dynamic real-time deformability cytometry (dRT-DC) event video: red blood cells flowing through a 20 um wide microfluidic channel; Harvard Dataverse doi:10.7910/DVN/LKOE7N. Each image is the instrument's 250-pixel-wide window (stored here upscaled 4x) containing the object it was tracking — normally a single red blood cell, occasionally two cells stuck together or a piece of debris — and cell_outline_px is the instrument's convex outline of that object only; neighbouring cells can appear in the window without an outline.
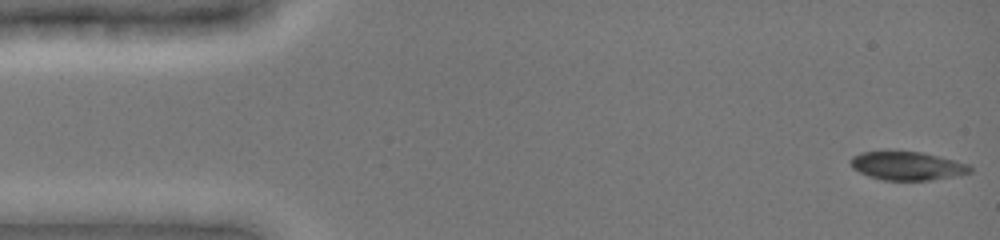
{"species": "common noctule bat (a hibernating species)", "species_latin": "Nyctalus noctula", "temperature_condition": "cold", "stored_images_in_passage": 15, "camera_frame_rate_fps": 3000, "um_per_image_px": 0.085, "animal": {"sex": "female", "body_mass_g": 19.0, "forearm_length_mm": 51.5}, "frame": {"image": 1, "passage_image": 1, "time_ms": 0.0, "image_size_px": [1000, 240], "cell_outline_px": [[972, 172], [960, 176], [932, 180], [884, 180], [868, 176], [852, 168], [848, 160], [852, 156], [860, 152], [924, 152], [968, 164], [972, 168]], "centroid_in_image_um": [77.13, 14.11], "position_along_channel_um": 7.9, "area_um2": 19.94}}
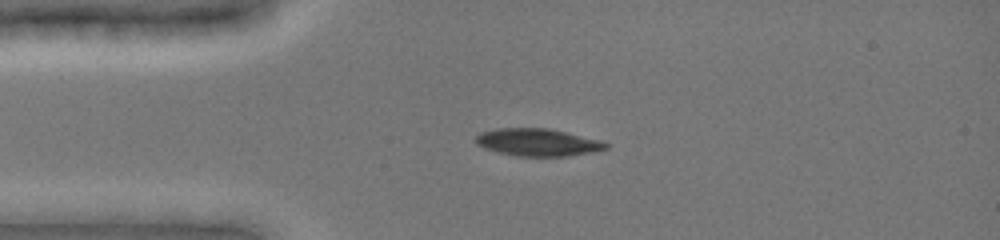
{"frame": {"image": 2, "passage_image": 8, "time_ms": 3.333, "image_size_px": [1000, 240], "cell_outline_px": [[608, 148], [592, 152], [568, 156], [516, 156], [484, 148], [476, 144], [476, 136], [480, 132], [496, 128], [548, 128], [600, 140], [608, 144]], "centroid_in_image_um": [45.69, 12.09], "position_along_channel_um": 39.3, "area_um2": 20.69}}
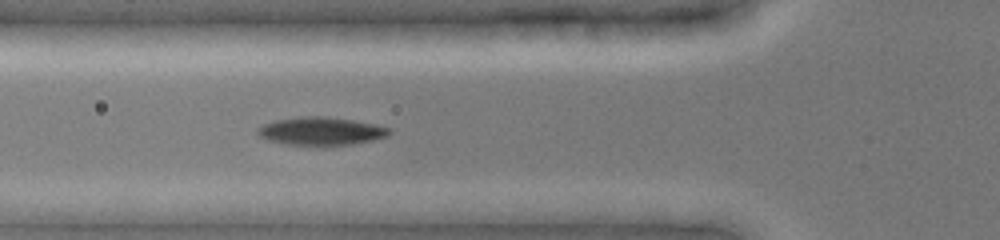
{"frame": {"image": 3, "passage_image": 10, "time_ms": 5.333, "image_size_px": [1000, 240], "cell_outline_px": [[392, 132], [388, 136], [372, 140], [352, 144], [324, 148], [288, 144], [268, 140], [260, 136], [256, 132], [256, 128], [264, 124], [276, 120], [300, 116], [328, 116], [352, 120], [392, 128]], "centroid_in_image_um": [27.29, 11.17], "position_along_channel_um": 98.5, "area_um2": 22.14}}